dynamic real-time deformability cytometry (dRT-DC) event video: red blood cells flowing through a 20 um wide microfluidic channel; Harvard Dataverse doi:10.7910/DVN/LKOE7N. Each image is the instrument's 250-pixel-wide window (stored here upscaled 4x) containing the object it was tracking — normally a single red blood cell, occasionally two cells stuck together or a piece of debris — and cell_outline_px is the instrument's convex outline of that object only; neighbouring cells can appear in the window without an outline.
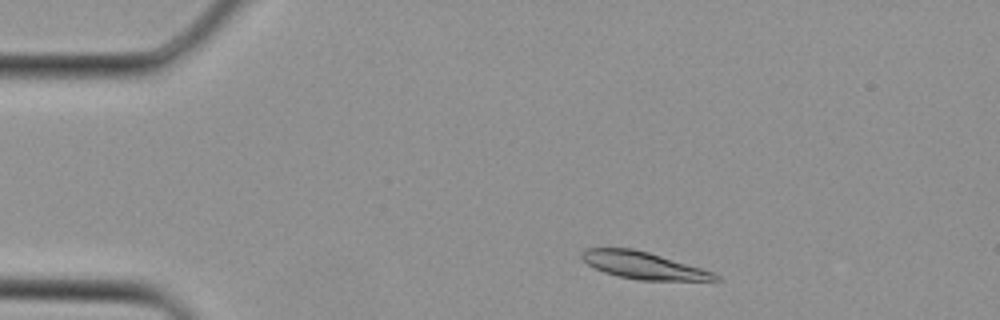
{"species": "Egyptian fruit bat (a non-hibernating species)", "species_latin": "Rousettus aegyptiacus", "temperature_condition": "cold", "stored_images_in_passage": 1, "camera_frame_rate_fps": 3000, "um_per_image_px": 0.085, "animal": {"sex": "female"}, "frame": {"image": 1, "passage_image": 1, "time_ms": 0.0, "image_size_px": [1000, 320], "cell_outline_px": [[720, 280], [640, 280], [620, 276], [604, 272], [588, 264], [580, 256], [580, 252], [584, 248], [632, 248], [648, 252], [700, 268], [712, 272], [720, 276]], "centroid_in_image_um": [54.64, 22.55], "position_along_channel_um": 30.4, "area_um2": 20.63}}